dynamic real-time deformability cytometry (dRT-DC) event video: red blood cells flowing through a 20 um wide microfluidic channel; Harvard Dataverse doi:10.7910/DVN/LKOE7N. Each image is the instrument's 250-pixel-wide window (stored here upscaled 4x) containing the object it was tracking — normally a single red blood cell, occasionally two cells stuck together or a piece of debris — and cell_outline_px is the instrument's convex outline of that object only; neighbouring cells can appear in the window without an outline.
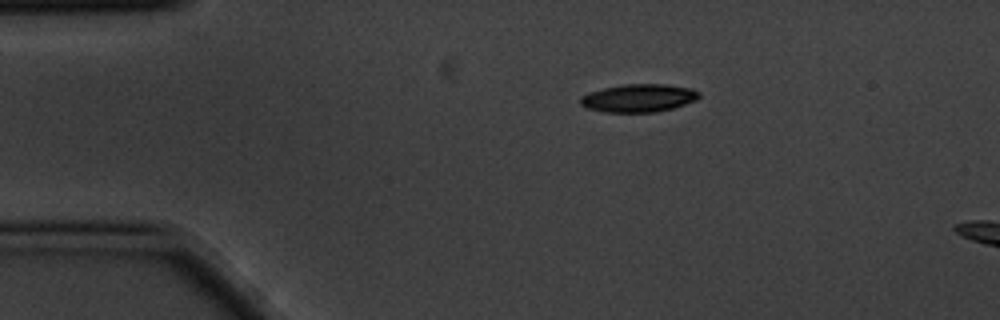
{"species": "common noctule bat (a hibernating species)", "species_latin": "Nyctalus noctula", "temperature_condition": "cold", "stored_images_in_passage": 2, "camera_frame_rate_fps": 3000, "um_per_image_px": 0.085, "animal": {"sex": "male", "body_mass_g": 20.1, "forearm_length_mm": 53.5}, "frame": {"image": 1, "passage_image": 1, "time_ms": 0.0, "image_size_px": [1000, 320], "cell_outline_px": [[700, 96], [696, 100], [672, 108], [656, 112], [604, 112], [588, 108], [580, 104], [580, 96], [604, 88], [624, 84], [664, 84], [692, 88], [700, 92]], "centroid_in_image_um": [54.3, 8.33], "position_along_channel_um": 30.7, "area_um2": 19.25}}